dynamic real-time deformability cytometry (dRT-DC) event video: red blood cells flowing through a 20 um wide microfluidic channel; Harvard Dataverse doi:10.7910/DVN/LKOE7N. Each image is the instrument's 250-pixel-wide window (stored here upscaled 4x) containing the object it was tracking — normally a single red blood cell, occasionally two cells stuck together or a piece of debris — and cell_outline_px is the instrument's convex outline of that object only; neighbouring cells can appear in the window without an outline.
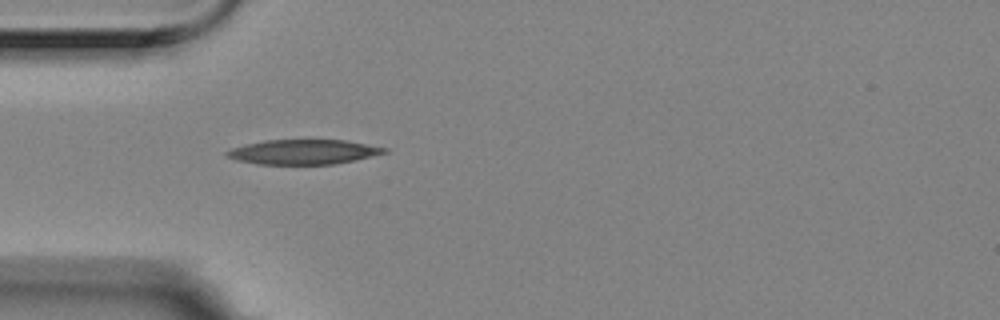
{"species": "Egyptian fruit bat (a non-hibernating species)", "species_latin": "Rousettus aegyptiacus", "temperature_condition": "room temperature", "stored_images_in_passage": 1, "camera_frame_rate_fps": 3000, "um_per_image_px": 0.085, "animal": {"sex": "female"}, "frame": {"image": 1, "passage_image": 1, "time_ms": 0.0, "image_size_px": [1000, 320], "cell_outline_px": [[388, 152], [356, 160], [336, 164], [256, 164], [236, 160], [224, 156], [224, 152], [232, 148], [244, 144], [264, 140], [348, 140], [388, 148]], "centroid_in_image_um": [25.77, 12.91], "position_along_channel_um": 59.2, "area_um2": 22.95}}